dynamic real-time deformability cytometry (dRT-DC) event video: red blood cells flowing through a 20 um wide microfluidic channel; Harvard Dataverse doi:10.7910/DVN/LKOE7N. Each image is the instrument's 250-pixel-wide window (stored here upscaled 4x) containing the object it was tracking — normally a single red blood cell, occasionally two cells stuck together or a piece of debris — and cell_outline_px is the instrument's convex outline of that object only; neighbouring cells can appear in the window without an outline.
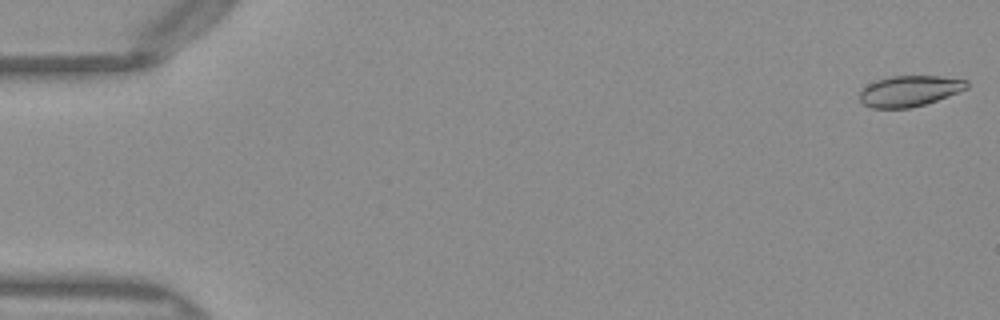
{"species": "Egyptian fruit bat (a non-hibernating species)", "species_latin": "Rousettus aegyptiacus", "temperature_condition": "warm", "stored_images_in_passage": 50, "camera_frame_rate_fps": 3000, "um_per_image_px": 0.085, "frame": {"image": 1, "passage_image": 1, "time_ms": 0.0, "image_size_px": [1000, 320], "cell_outline_px": [[968, 88], [960, 92], [912, 108], [872, 108], [864, 104], [860, 100], [860, 88], [876, 80], [892, 76], [940, 76], [968, 80]], "centroid_in_image_um": [77.3, 7.73], "position_along_channel_um": 7.7, "area_um2": 19.31}}
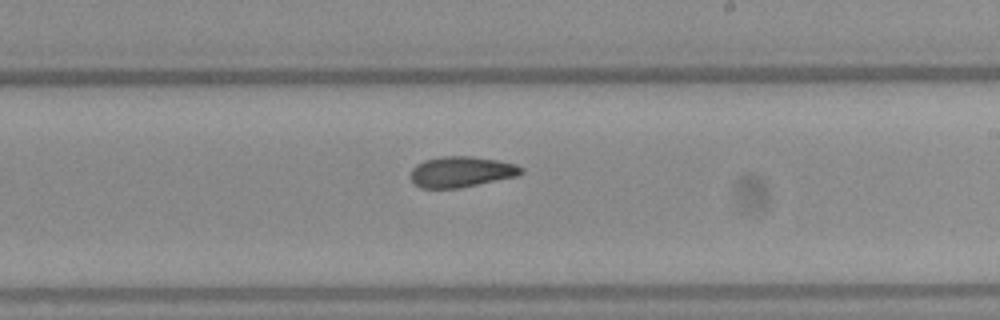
{"frame": {"image": 2, "passage_image": 30, "time_ms": 9.667, "image_size_px": [1000, 320], "cell_outline_px": [[524, 172], [520, 176], [460, 188], [420, 188], [412, 180], [412, 168], [416, 164], [424, 160], [440, 156], [472, 156], [496, 160], [516, 164], [524, 168]], "centroid_in_image_um": [39.26, 14.6], "position_along_channel_um": 249.7, "area_um2": 20.0}}
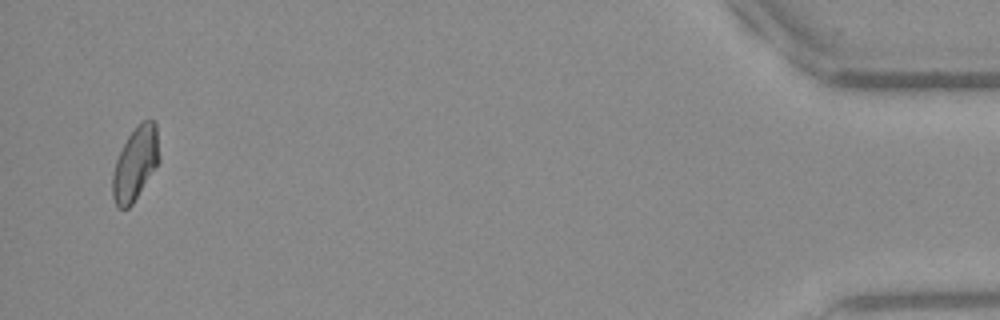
{"frame": {"image": 3, "passage_image": 49, "time_ms": 16.0, "image_size_px": [1000, 320], "cell_outline_px": [[160, 160], [132, 204], [128, 208], [116, 208], [112, 196], [112, 172], [116, 160], [128, 136], [140, 120], [152, 120], [156, 124], [160, 156]], "centroid_in_image_um": [11.5, 13.9], "position_along_channel_um": 423.7, "area_um2": 19.94}, "authors_computed_cell_mechanics": {"area_um2": 19.941, "velocity_mm_per_s": 4.0541, "shape_relaxation_time_tau1_ms": null, "shape_relaxation_time_tau2_ms": 3.2438, "deformation_change_tau1": null, "deformation_change_tau2": 0.1033}}